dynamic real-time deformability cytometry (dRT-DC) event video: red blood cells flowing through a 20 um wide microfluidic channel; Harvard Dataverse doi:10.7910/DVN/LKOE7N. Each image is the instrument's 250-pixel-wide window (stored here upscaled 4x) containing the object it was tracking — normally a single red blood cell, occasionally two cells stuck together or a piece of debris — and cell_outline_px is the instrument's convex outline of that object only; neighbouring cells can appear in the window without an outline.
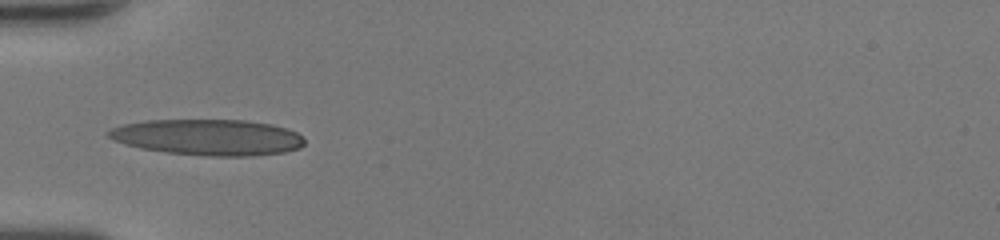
{"species": "human", "species_latin": "Homo sapiens", "temperature_condition": "room temperature", "stored_images_in_passage": 23, "camera_frame_rate_fps": 3000, "um_per_image_px": 0.085, "donor": {"sex": "female"}, "frame": {"image": 1, "passage_image": 1, "time_ms": 0.0, "image_size_px": [1000, 240], "cell_outline_px": [[304, 144], [300, 148], [284, 152], [252, 156], [204, 156], [164, 152], [140, 148], [124, 144], [112, 140], [104, 132], [112, 128], [124, 124], [148, 120], [248, 120], [272, 124], [288, 128], [296, 132], [304, 140]], "centroid_in_image_um": [17.67, 11.67], "position_along_channel_um": 67.3, "area_um2": 41.44}}
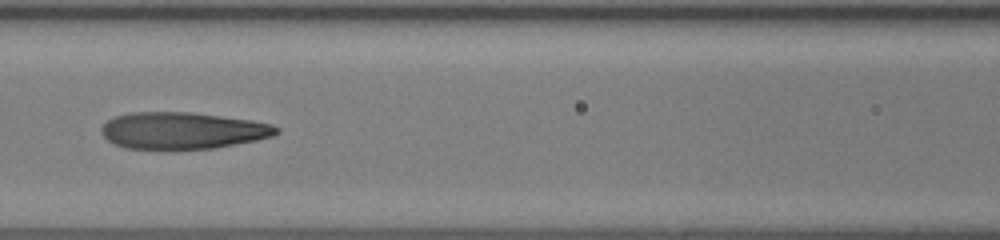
{"frame": {"image": 2, "passage_image": 7, "time_ms": 2.0, "image_size_px": [1000, 240], "cell_outline_px": [[280, 132], [272, 136], [256, 140], [216, 148], [168, 152], [124, 148], [108, 140], [100, 132], [100, 128], [108, 120], [116, 116], [132, 112], [192, 112], [252, 120], [272, 124], [280, 128]], "centroid_in_image_um": [15.5, 11.14], "position_along_channel_um": 151.1, "area_um2": 38.61}}
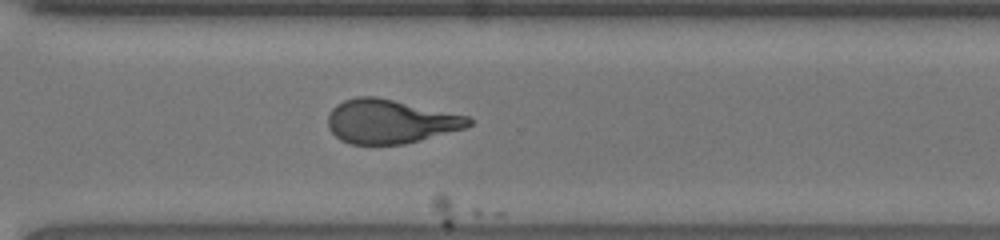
{"frame": {"image": 3, "passage_image": 20, "time_ms": 6.333, "image_size_px": [1000, 240], "cell_outline_px": [[472, 124], [464, 128], [420, 140], [404, 144], [352, 144], [340, 140], [328, 128], [328, 112], [336, 104], [344, 100], [356, 96], [376, 96], [468, 116], [472, 120]], "centroid_in_image_um": [33.13, 10.31], "position_along_channel_um": 337.5, "area_um2": 35.95}}